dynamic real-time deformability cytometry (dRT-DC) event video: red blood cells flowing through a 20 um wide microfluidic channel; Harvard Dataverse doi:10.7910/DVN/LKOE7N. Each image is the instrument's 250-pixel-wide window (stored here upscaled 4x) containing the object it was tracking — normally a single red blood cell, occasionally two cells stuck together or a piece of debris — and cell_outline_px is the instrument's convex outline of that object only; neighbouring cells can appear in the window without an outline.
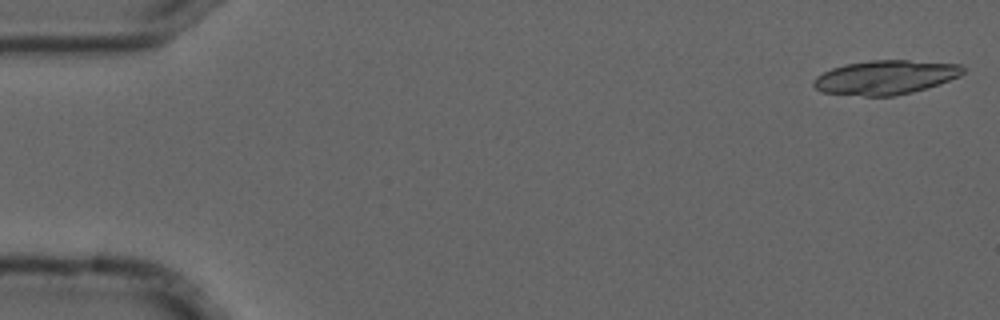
{"species": "common noctule bat (a hibernating species)", "species_latin": "Nyctalus noctula", "temperature_condition": "cold", "stored_images_in_passage": 6, "camera_frame_rate_fps": 3000, "um_per_image_px": 0.085, "animal": {"sex": "male", "forearm_length_mm": 52.5}, "frame": {"image": 1, "passage_image": 1, "time_ms": 0.0, "image_size_px": [1000, 320], "cell_outline_px": [[964, 72], [960, 76], [940, 84], [912, 92], [892, 96], [864, 96], [820, 92], [812, 84], [812, 80], [816, 76], [832, 68], [844, 64], [868, 60], [908, 60], [960, 64], [964, 68]], "centroid_in_image_um": [75.25, 6.57], "position_along_channel_um": 9.8, "area_um2": 29.88}}
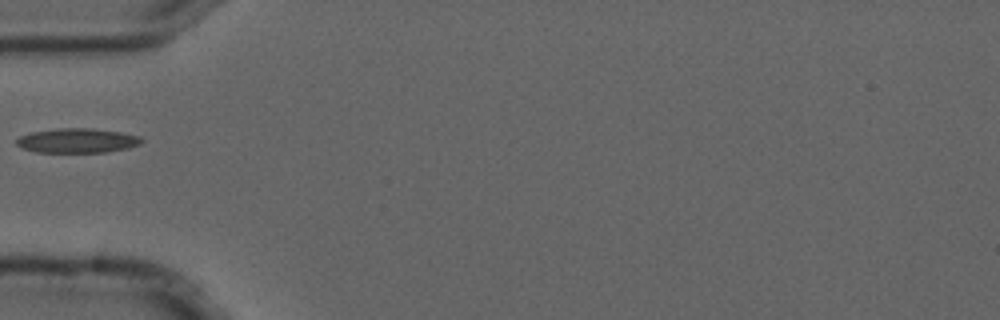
{"frame": {"image": 2, "passage_image": 5, "time_ms": 1.333, "image_size_px": [1000, 320], "cell_outline_px": [[144, 140], [140, 144], [128, 148], [104, 152], [36, 152], [20, 148], [16, 144], [16, 140], [20, 136], [32, 132], [56, 128], [92, 128], [120, 132], [140, 136]], "centroid_in_image_um": [6.56, 11.95], "position_along_channel_um": 78.4, "area_um2": 17.92}}
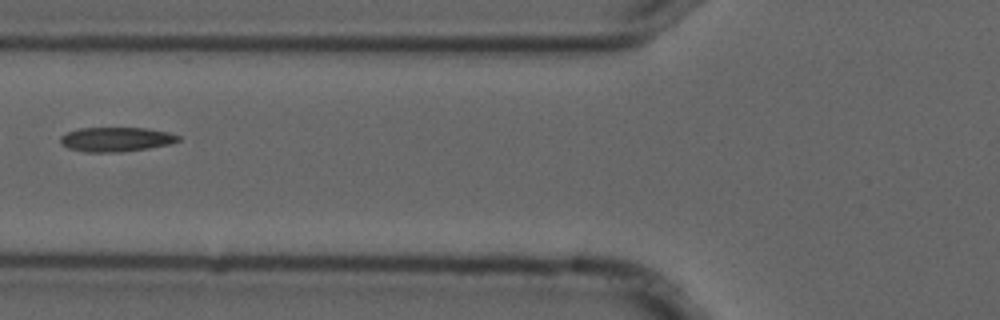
{"frame": {"image": 3, "passage_image": 6, "time_ms": 1.667, "image_size_px": [1000, 320], "cell_outline_px": [[180, 140], [168, 144], [148, 148], [120, 152], [84, 152], [68, 148], [60, 140], [60, 136], [68, 132], [80, 128], [148, 128], [168, 132], [180, 136]], "centroid_in_image_um": [9.87, 11.84], "position_along_channel_um": 115.9, "area_um2": 16.65}}